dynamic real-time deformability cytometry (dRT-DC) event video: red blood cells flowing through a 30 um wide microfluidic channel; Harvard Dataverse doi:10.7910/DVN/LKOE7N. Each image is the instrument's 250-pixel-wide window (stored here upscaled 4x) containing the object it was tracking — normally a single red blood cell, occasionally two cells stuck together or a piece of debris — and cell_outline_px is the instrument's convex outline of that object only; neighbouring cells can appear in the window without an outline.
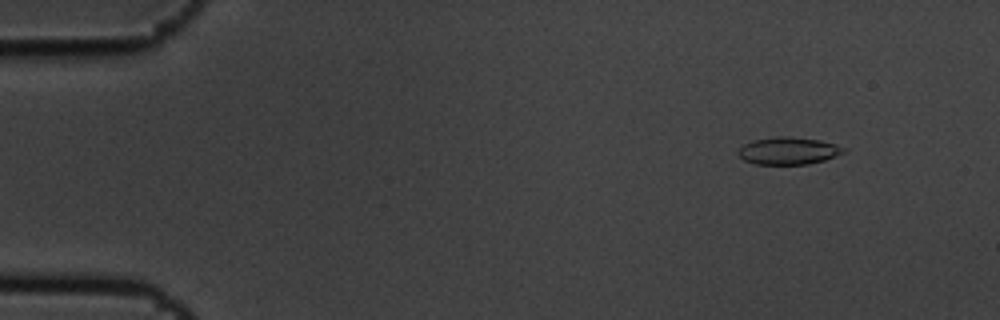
{"species": "common noctule bat (a hibernating species)", "species_latin": "Nyctalus noctula", "temperature_condition": "cold", "stored_images_in_passage": 6, "segment_of_instrument_passage": [1, 2], "camera_frame_rate_fps": 3000, "um_per_image_px": 0.085, "animal": {"sex": "male", "body_mass_g": 19.5, "forearm_length_mm": 54.6}, "frame": {"image": 1, "passage_image": 2, "time_ms": 0.333, "image_size_px": [1000, 320], "cell_outline_px": [[848, 152], [824, 160], [808, 164], [756, 164], [744, 160], [736, 152], [744, 144], [752, 140], [776, 136], [788, 136], [820, 140], [836, 144], [848, 148]], "centroid_in_image_um": [67.06, 12.81], "position_along_channel_um": 17.9, "area_um2": 16.99}}